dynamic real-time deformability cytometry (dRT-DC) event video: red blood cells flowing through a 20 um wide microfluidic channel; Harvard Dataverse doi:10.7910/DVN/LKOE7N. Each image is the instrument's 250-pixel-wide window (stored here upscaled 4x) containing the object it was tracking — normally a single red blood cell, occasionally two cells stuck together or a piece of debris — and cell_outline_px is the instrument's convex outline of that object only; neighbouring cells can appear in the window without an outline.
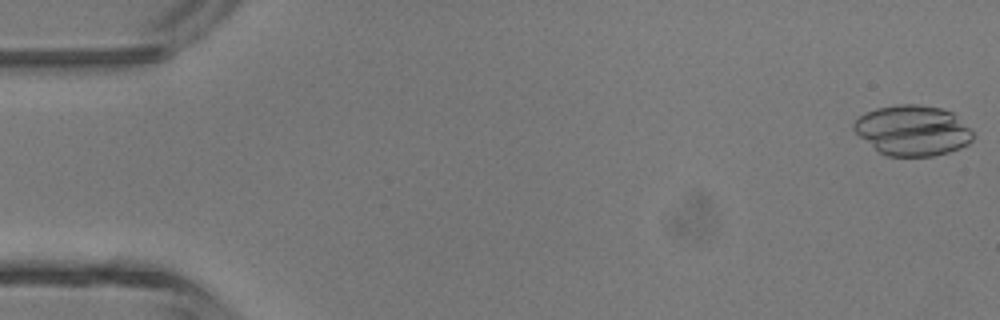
{"species": "common noctule bat (a hibernating species)", "species_latin": "Nyctalus noctula", "temperature_condition": "room temperature", "stored_images_in_passage": 46, "camera_frame_rate_fps": 3000, "um_per_image_px": 0.085, "animal": {"sex": "male", "body_mass_g": 13.3}, "frame": {"image": 1, "passage_image": 1, "time_ms": 0.0, "image_size_px": [1000, 320], "cell_outline_px": [[972, 140], [968, 144], [960, 148], [948, 152], [932, 156], [888, 156], [880, 152], [860, 136], [852, 128], [852, 124], [860, 116], [876, 108], [896, 104], [916, 104], [940, 108], [952, 112], [972, 132]], "centroid_in_image_um": [77.56, 11.08], "position_along_channel_um": 7.4, "area_um2": 34.51}}